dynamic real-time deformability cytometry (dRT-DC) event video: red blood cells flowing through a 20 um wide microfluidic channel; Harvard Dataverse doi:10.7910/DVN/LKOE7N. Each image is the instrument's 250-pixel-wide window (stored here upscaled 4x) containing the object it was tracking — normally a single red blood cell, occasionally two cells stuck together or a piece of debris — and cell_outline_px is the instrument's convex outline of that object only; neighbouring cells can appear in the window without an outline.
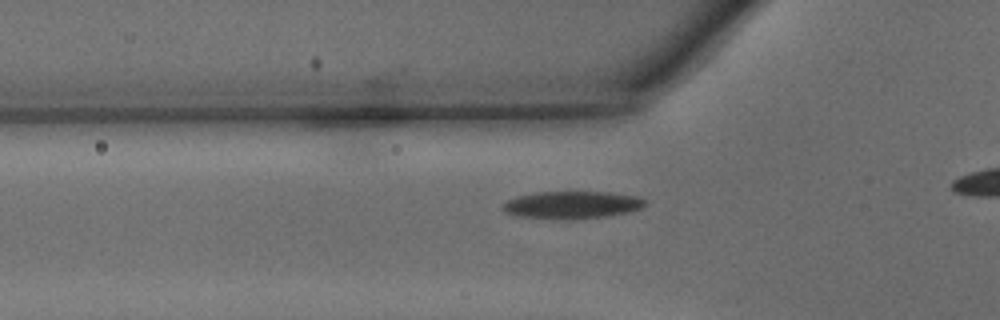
{"species": "common noctule bat (a hibernating species)", "species_latin": "Nyctalus noctula", "temperature_condition": "warm", "stored_images_in_passage": 21, "camera_frame_rate_fps": 3000, "um_per_image_px": 0.085, "animal": {"sex": "male", "body_mass_g": 15.6}, "frame": {"image": 1, "passage_image": 10, "time_ms": 3.0, "image_size_px": [1000, 320], "cell_outline_px": [[648, 200], [640, 208], [628, 212], [604, 216], [572, 220], [560, 220], [516, 216], [504, 212], [500, 208], [500, 204], [516, 196], [536, 192], [608, 192], [636, 196]], "centroid_in_image_um": [48.53, 17.42], "position_along_channel_um": 77.3, "area_um2": 23.06}}
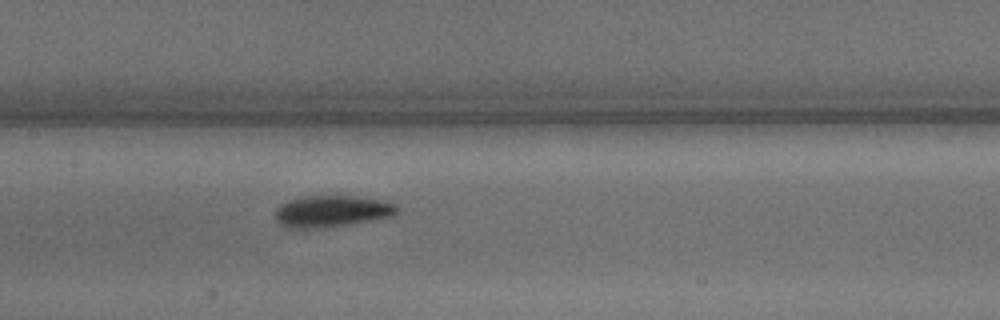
{"frame": {"image": 2, "passage_image": 17, "time_ms": 5.333, "image_size_px": [1000, 320], "cell_outline_px": [[396, 212], [392, 216], [344, 224], [316, 228], [284, 228], [276, 220], [276, 208], [280, 204], [288, 200], [300, 196], [356, 196], [396, 204]], "centroid_in_image_um": [28.09, 17.94], "position_along_channel_um": 179.3, "area_um2": 21.96}}
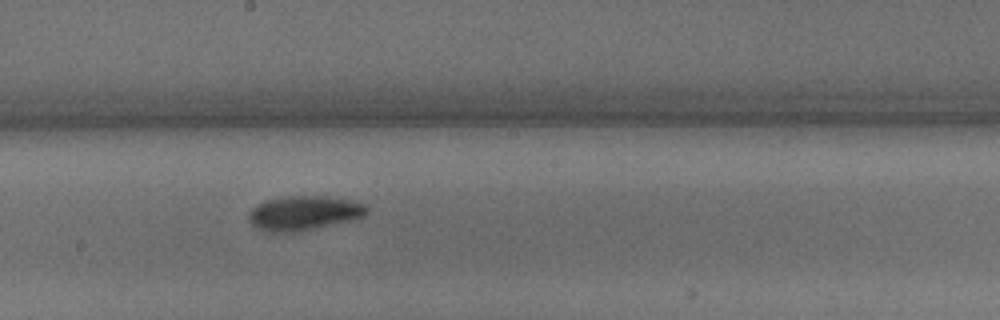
{"frame": {"image": 3, "passage_image": 20, "time_ms": 6.333, "image_size_px": [1000, 320], "cell_outline_px": [[368, 212], [364, 216], [300, 232], [264, 232], [256, 228], [248, 220], [248, 216], [252, 208], [256, 204], [264, 200], [288, 196], [324, 196], [348, 200], [364, 204], [368, 208]], "centroid_in_image_um": [25.76, 18.12], "position_along_channel_um": 222.4, "area_um2": 23.64}}